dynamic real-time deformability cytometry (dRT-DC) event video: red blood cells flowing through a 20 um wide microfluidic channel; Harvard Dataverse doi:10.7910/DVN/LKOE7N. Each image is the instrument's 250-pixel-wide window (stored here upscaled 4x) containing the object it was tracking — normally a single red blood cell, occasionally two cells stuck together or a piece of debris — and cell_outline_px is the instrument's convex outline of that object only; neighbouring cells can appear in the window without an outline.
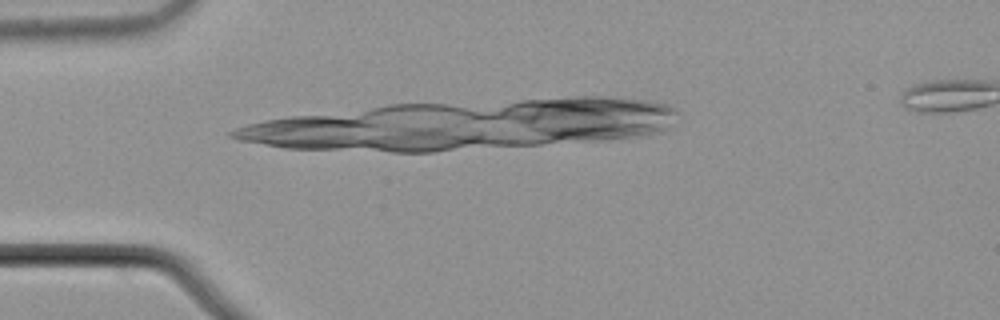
{"species": "common noctule bat (a hibernating species)", "species_latin": "Nyctalus noctula", "temperature_condition": "cold", "stored_images_in_passage": 9, "camera_frame_rate_fps": 3000, "um_per_image_px": 0.085, "animal": {"sex": "male", "body_mass_g": 21.5, "forearm_length_mm": 52.0}, "frame": {"image": 1, "passage_image": 3, "time_ms": 0.667, "image_size_px": [1000, 320], "cell_outline_px": [[500, 140], [416, 152], [412, 152], [312, 148], [272, 144], [260, 140], [280, 120], [356, 120], [480, 136]], "centroid_in_image_um": [30.97, 11.59], "position_along_channel_um": 54.0, "area_um2": 36.59}}